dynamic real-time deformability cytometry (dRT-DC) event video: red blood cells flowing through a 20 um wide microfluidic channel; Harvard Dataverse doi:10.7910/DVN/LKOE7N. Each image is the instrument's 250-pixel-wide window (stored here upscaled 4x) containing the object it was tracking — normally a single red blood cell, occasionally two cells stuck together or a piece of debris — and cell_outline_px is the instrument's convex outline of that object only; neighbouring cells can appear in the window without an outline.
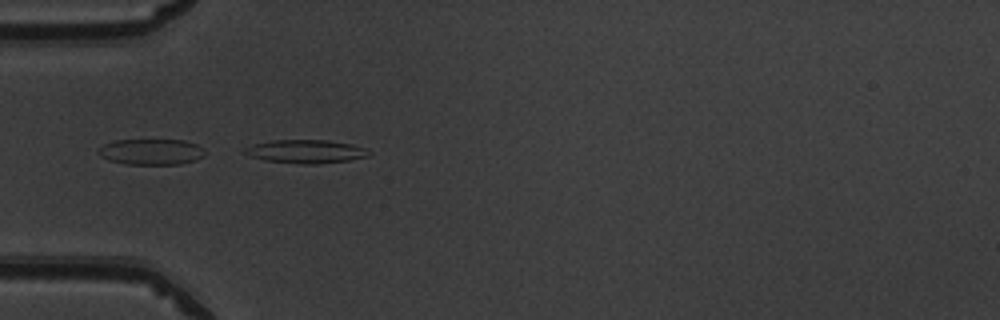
{"species": "common noctule bat (a hibernating species)", "species_latin": "Nyctalus noctula", "temperature_condition": "warm", "stored_images_in_passage": 51, "camera_frame_rate_fps": 3000, "um_per_image_px": 0.085, "animal": {"sex": "male", "body_mass_g": 19.5, "forearm_length_mm": 54.6}, "frame": {"image": 1, "passage_image": 16, "time_ms": 5.0, "image_size_px": [1000, 320], "cell_outline_px": [[372, 152], [368, 156], [348, 160], [320, 164], [300, 164], [264, 160], [248, 156], [240, 152], [244, 148], [252, 144], [272, 140], [328, 140], [352, 144], [364, 148]], "centroid_in_image_um": [25.94, 12.87], "position_along_channel_um": 59.1, "area_um2": 17.17}}
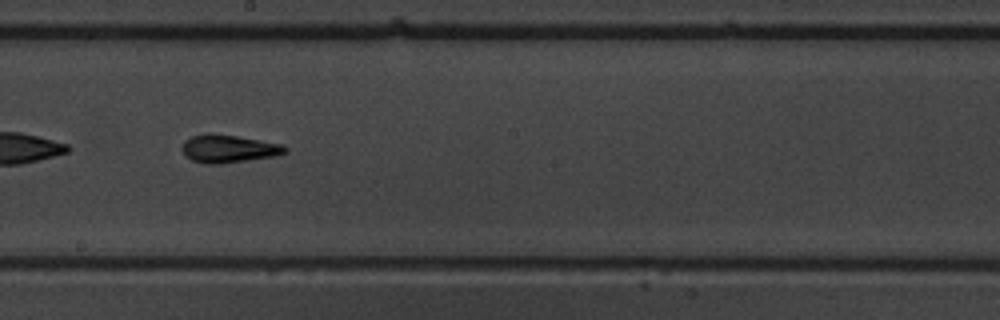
{"frame": {"image": 2, "passage_image": 29, "time_ms": 9.333, "image_size_px": [1000, 320], "cell_outline_px": [[288, 152], [276, 156], [220, 164], [204, 164], [192, 160], [184, 156], [180, 148], [184, 140], [192, 136], [208, 132], [212, 132], [236, 136], [280, 144], [288, 148]], "centroid_in_image_um": [19.36, 12.64], "position_along_channel_um": 228.8, "area_um2": 16.99}}
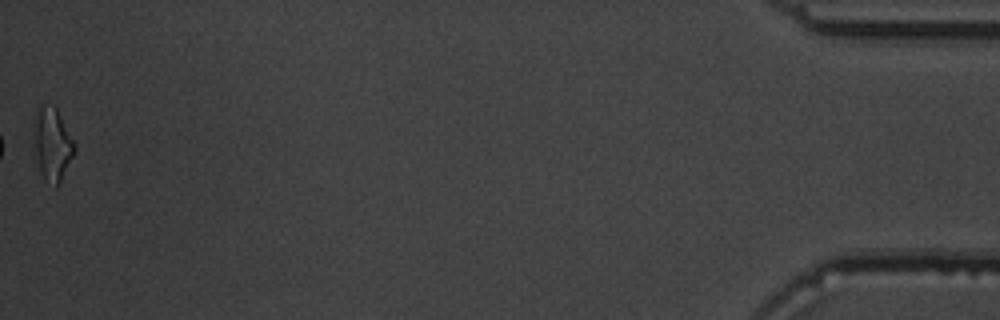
{"frame": {"image": 3, "passage_image": 51, "time_ms": 16.667, "image_size_px": [1000, 320], "cell_outline_px": [[76, 152], [56, 188], [40, 172], [36, 152], [36, 108], [40, 104], [52, 104], [56, 108], [76, 144]], "centroid_in_image_um": [4.5, 12.22], "position_along_channel_um": 430.7, "area_um2": 16.7}, "authors_computed_cell_mechanics": {"area_um2": 16.2418, "velocity_mm_per_s": 4.0225, "shape_relaxation_time_tau1_ms": 3.5852, "shape_relaxation_time_tau2_ms": 1.824, "deformation_change_tau1": 0.1852, "deformation_change_tau2": 0.1098}}